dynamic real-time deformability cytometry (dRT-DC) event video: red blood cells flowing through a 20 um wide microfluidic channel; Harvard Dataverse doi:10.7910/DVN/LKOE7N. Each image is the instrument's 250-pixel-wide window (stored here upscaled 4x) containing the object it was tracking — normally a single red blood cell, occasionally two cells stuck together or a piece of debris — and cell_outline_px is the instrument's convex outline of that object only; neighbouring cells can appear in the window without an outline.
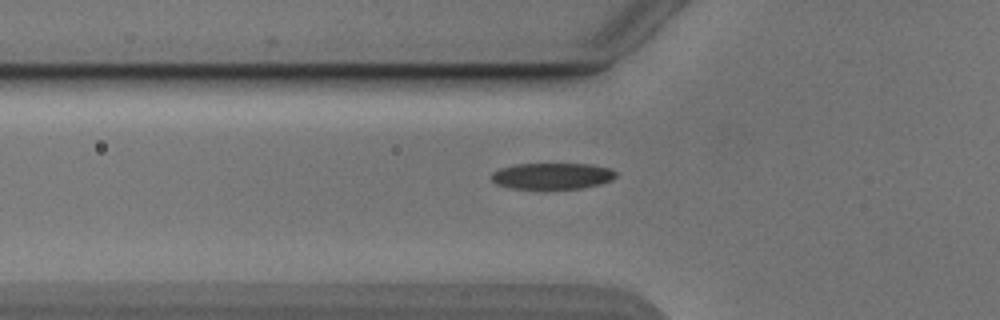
{"species": "Egyptian fruit bat (a non-hibernating species)", "species_latin": "Rousettus aegyptiacus", "temperature_condition": "cold", "stored_images_in_passage": 41, "camera_frame_rate_fps": 3000, "um_per_image_px": 0.085, "animal": {"sex": "male"}, "frame": {"image": 1, "passage_image": 7, "time_ms": 2.0, "image_size_px": [1000, 320], "cell_outline_px": [[616, 176], [612, 180], [600, 184], [580, 188], [512, 188], [496, 184], [492, 180], [492, 172], [500, 168], [516, 164], [592, 164], [608, 168], [616, 172]], "centroid_in_image_um": [46.94, 14.95], "position_along_channel_um": 78.9, "area_um2": 18.84}}
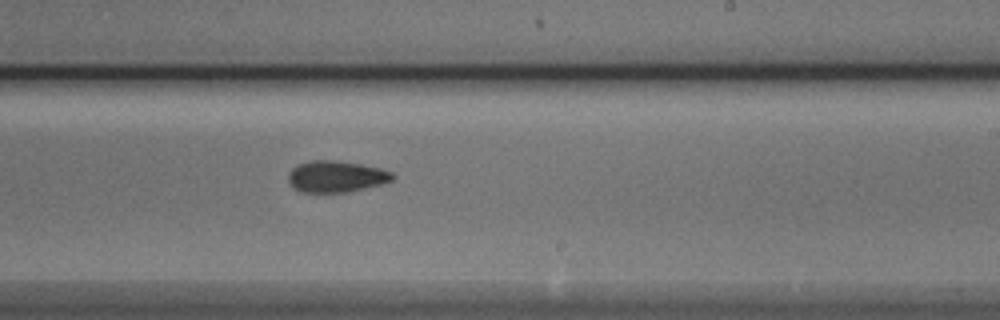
{"frame": {"image": 2, "passage_image": 21, "time_ms": 6.667, "image_size_px": [1000, 320], "cell_outline_px": [[396, 176], [392, 180], [380, 184], [348, 192], [300, 192], [288, 180], [288, 172], [292, 168], [300, 164], [312, 160], [336, 160], [360, 164], [380, 168], [392, 172]], "centroid_in_image_um": [28.58, 15.0], "position_along_channel_um": 260.4, "area_um2": 18.96}}
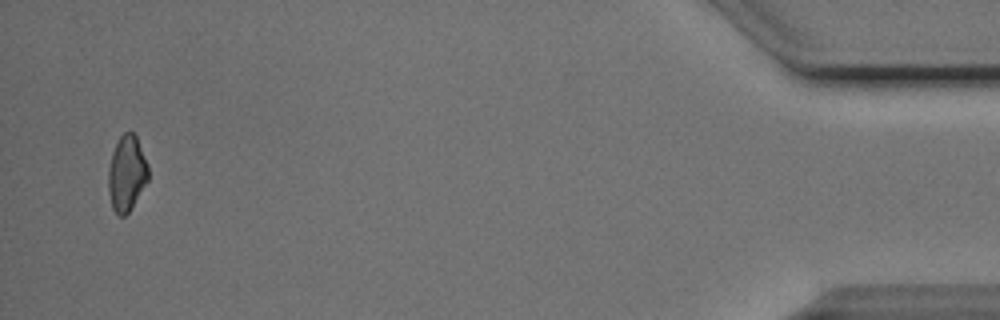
{"frame": {"image": 3, "passage_image": 40, "time_ms": 13.0, "image_size_px": [1000, 320], "cell_outline_px": [[148, 180], [128, 212], [124, 216], [120, 216], [112, 208], [108, 192], [108, 168], [112, 152], [120, 136], [124, 132], [132, 132], [136, 136], [148, 164]], "centroid_in_image_um": [10.76, 14.73], "position_along_channel_um": 424.4, "area_um2": 17.46}}